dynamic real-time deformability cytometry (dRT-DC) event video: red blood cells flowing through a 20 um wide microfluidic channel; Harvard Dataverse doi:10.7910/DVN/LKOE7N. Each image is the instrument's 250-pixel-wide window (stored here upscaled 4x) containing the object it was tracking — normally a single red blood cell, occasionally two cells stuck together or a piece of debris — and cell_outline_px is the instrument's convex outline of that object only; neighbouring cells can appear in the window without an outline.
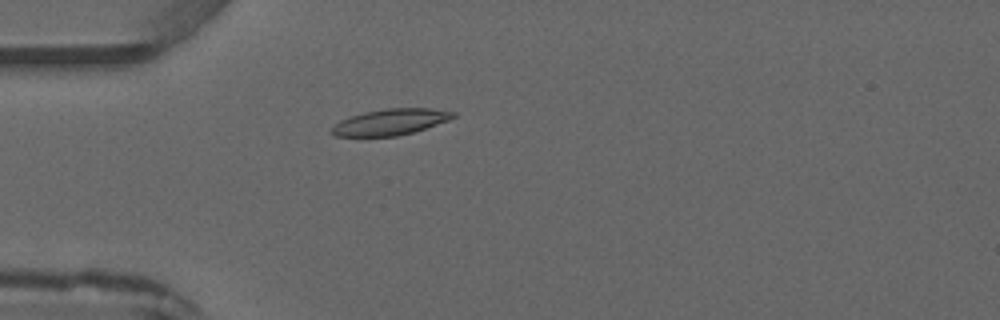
{"species": "common noctule bat (a hibernating species)", "species_latin": "Nyctalus noctula", "temperature_condition": "warm", "stored_images_in_passage": 2, "camera_frame_rate_fps": 3000, "um_per_image_px": 0.085, "animal": {"sex": "male", "forearm_length_mm": 52.5}, "frame": {"image": 1, "passage_image": 2, "time_ms": 2.0, "image_size_px": [1000, 320], "cell_outline_px": [[456, 116], [448, 120], [412, 132], [396, 136], [336, 136], [328, 132], [340, 120], [364, 112], [388, 108], [428, 108], [456, 112]], "centroid_in_image_um": [33.17, 10.36], "position_along_channel_um": 51.8, "area_um2": 18.21}}